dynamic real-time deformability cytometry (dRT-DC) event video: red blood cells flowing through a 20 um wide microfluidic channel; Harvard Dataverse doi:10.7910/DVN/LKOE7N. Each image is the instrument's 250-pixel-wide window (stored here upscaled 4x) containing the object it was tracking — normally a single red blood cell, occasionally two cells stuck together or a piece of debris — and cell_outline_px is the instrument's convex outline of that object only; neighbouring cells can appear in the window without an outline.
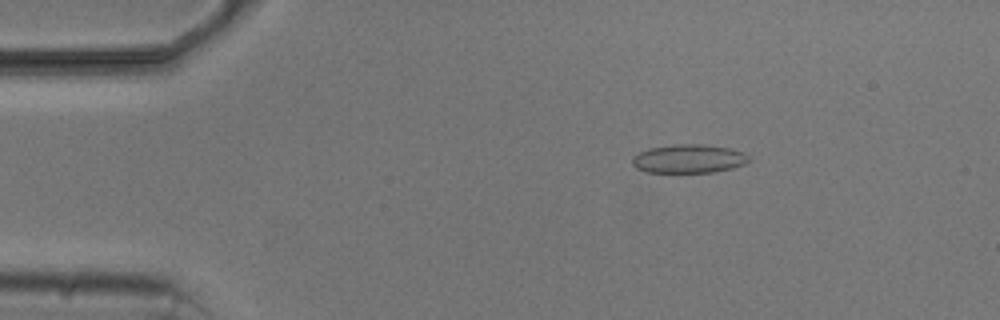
{"species": "common noctule bat (a hibernating species)", "species_latin": "Nyctalus noctula", "temperature_condition": "cold", "stored_images_in_passage": 4, "camera_frame_rate_fps": 3000, "um_per_image_px": 0.085, "animal": {"sex": "male", "body_mass_g": 20.5, "forearm_length_mm": 52.5}, "frame": {"image": 1, "passage_image": 2, "time_ms": 1.0, "image_size_px": [1000, 320], "cell_outline_px": [[748, 160], [744, 164], [732, 168], [716, 172], [648, 172], [636, 168], [632, 164], [632, 156], [648, 148], [676, 144], [704, 144], [728, 148], [744, 152], [748, 156]], "centroid_in_image_um": [58.52, 13.49], "position_along_channel_um": 26.5, "area_um2": 19.42}}
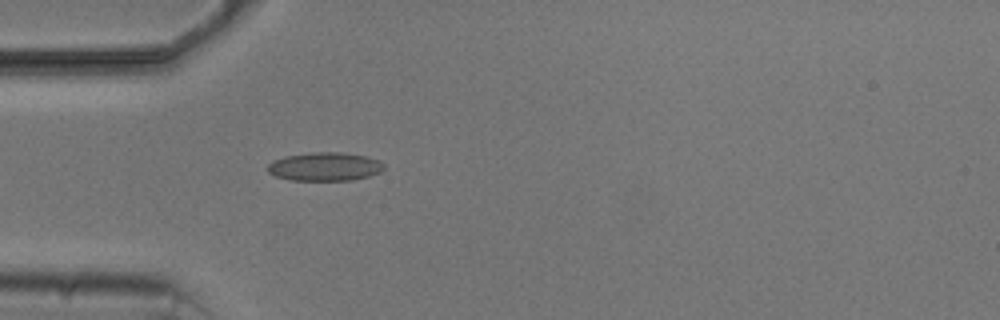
{"frame": {"image": 2, "passage_image": 4, "time_ms": 3.333, "image_size_px": [1000, 320], "cell_outline_px": [[384, 168], [380, 172], [368, 176], [352, 180], [292, 180], [276, 176], [268, 172], [268, 164], [272, 160], [284, 156], [312, 152], [344, 152], [368, 156], [380, 160], [384, 164]], "centroid_in_image_um": [27.63, 14.15], "position_along_channel_um": 57.4, "area_um2": 19.48}}